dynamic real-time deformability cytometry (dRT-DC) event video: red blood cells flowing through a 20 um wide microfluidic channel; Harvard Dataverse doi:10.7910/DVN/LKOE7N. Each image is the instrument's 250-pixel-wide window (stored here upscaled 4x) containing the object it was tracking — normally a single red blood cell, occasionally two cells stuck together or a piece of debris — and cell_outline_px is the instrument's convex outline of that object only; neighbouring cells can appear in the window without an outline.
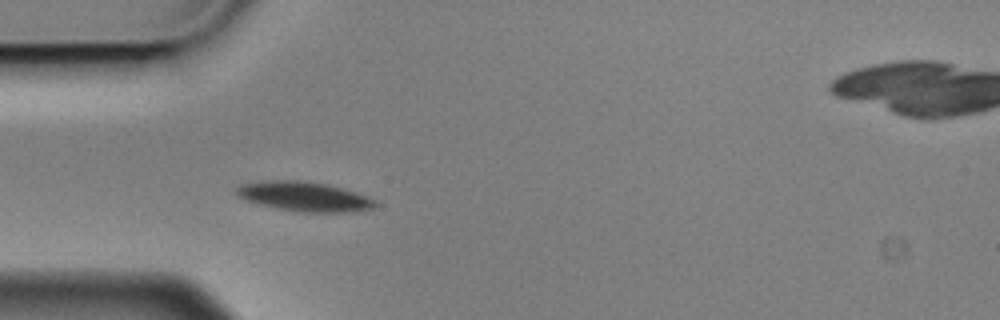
{"species": "Egyptian fruit bat (a non-hibernating species)", "species_latin": "Rousettus aegyptiacus", "temperature_condition": "cold", "stored_images_in_passage": 4, "camera_frame_rate_fps": 3000, "um_per_image_px": 0.085, "animal": {"sex": "male"}, "frame": {"image": 1, "passage_image": 3, "time_ms": 0.667, "image_size_px": [1000, 320], "cell_outline_px": [[380, 204], [372, 208], [356, 212], [300, 212], [260, 204], [248, 200], [240, 196], [236, 192], [236, 188], [240, 184], [264, 180], [308, 180], [328, 184], [344, 188], [368, 196], [376, 200]], "centroid_in_image_um": [25.95, 16.69], "position_along_channel_um": 59.1, "area_um2": 24.1}}